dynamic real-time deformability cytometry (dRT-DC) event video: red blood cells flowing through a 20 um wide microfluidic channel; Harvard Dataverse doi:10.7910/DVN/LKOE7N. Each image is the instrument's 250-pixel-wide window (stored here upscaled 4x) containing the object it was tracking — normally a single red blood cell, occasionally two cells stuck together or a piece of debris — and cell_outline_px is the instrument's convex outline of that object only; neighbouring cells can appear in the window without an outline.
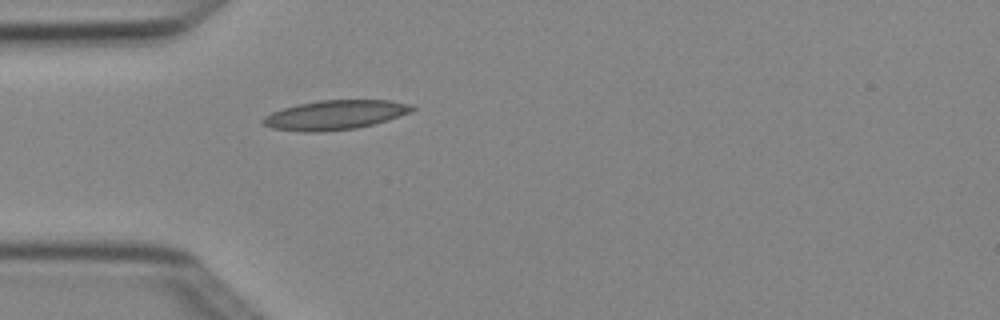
{"species": "Egyptian fruit bat (a non-hibernating species)", "species_latin": "Rousettus aegyptiacus", "temperature_condition": "cold", "stored_images_in_passage": 1, "camera_frame_rate_fps": 3000, "um_per_image_px": 0.085, "animal": {"sex": "female"}, "frame": {"image": 1, "passage_image": 1, "time_ms": 0.0, "image_size_px": [1000, 320], "cell_outline_px": [[416, 108], [412, 112], [388, 120], [356, 128], [320, 132], [304, 132], [272, 128], [264, 124], [260, 120], [264, 116], [272, 112], [296, 104], [320, 100], [388, 100], [412, 104]], "centroid_in_image_um": [28.49, 9.76], "position_along_channel_um": 56.5, "area_um2": 25.61}}